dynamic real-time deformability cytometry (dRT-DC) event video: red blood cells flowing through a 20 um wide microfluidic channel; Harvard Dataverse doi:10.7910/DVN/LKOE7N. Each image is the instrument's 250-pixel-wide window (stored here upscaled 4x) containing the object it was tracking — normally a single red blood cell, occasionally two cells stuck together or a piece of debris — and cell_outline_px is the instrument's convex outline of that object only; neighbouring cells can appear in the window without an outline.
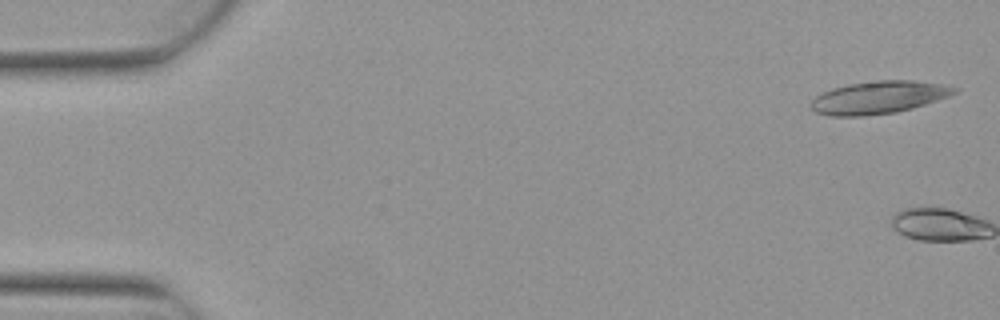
{"species": "Egyptian fruit bat (a non-hibernating species)", "species_latin": "Rousettus aegyptiacus", "temperature_condition": "warm", "stored_images_in_passage": 5, "camera_frame_rate_fps": 3000, "um_per_image_px": 0.085, "animal": {"sex": "female"}, "frame": {"image": 1, "passage_image": 1, "time_ms": 0.0, "image_size_px": [1000, 320], "cell_outline_px": [[960, 88], [956, 92], [948, 96], [912, 108], [896, 112], [864, 116], [828, 116], [816, 112], [812, 108], [812, 100], [816, 96], [832, 88], [848, 84], [876, 80], [912, 80], [944, 84]], "centroid_in_image_um": [74.7, 8.27], "position_along_channel_um": 10.3, "area_um2": 27.17}}